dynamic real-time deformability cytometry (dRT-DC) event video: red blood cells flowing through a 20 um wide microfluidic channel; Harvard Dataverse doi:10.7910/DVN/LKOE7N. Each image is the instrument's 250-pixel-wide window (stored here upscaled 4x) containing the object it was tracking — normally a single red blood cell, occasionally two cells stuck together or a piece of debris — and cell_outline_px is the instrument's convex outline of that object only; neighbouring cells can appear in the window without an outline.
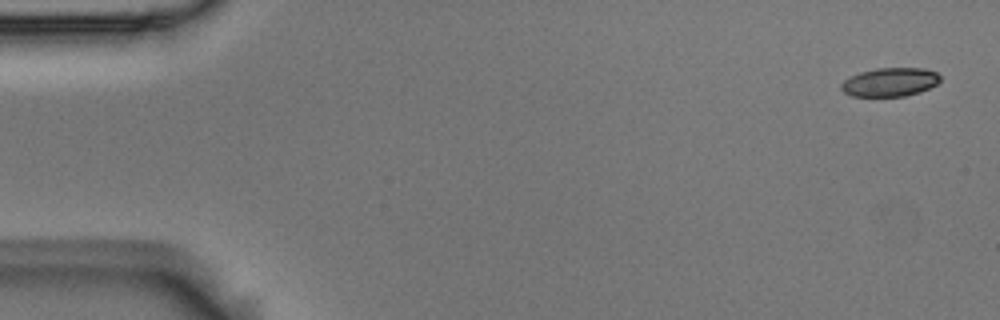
{"species": "Egyptian fruit bat (a non-hibernating species)", "species_latin": "Rousettus aegyptiacus", "temperature_condition": "room temperature", "stored_images_in_passage": 4, "camera_frame_rate_fps": 3000, "um_per_image_px": 0.085, "animal": {"sex": "male"}, "frame": {"image": 1, "passage_image": 1, "time_ms": 0.0, "image_size_px": [1000, 320], "cell_outline_px": [[940, 80], [936, 84], [920, 92], [904, 96], [852, 96], [844, 92], [840, 88], [840, 84], [844, 80], [860, 72], [876, 68], [924, 68], [936, 72], [940, 76]], "centroid_in_image_um": [75.64, 6.97], "position_along_channel_um": 9.4, "area_um2": 16.47}}
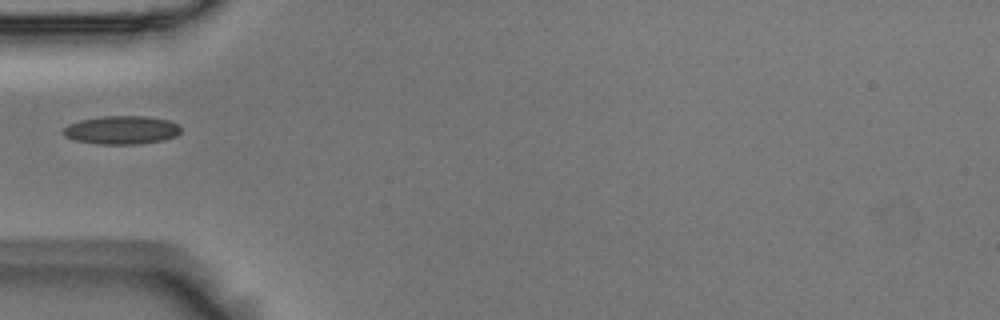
{"frame": {"image": 2, "passage_image": 4, "time_ms": 1.0, "image_size_px": [1000, 320], "cell_outline_px": [[180, 132], [176, 136], [160, 140], [136, 144], [96, 144], [76, 140], [64, 136], [64, 128], [68, 124], [80, 120], [104, 116], [148, 116], [168, 120], [180, 124]], "centroid_in_image_um": [10.34, 11.04], "position_along_channel_um": 74.7, "area_um2": 19.36}}